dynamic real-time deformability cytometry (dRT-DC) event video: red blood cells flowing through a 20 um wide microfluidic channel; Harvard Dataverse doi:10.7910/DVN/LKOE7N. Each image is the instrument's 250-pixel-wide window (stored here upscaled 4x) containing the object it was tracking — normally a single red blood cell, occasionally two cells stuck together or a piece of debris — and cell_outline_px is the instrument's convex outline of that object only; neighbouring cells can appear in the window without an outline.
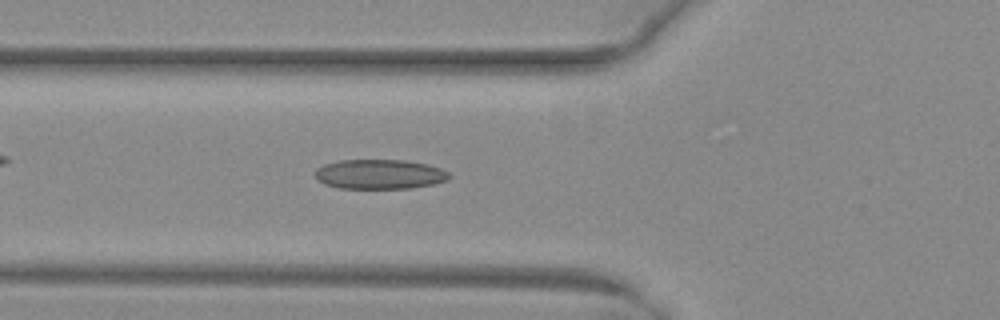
{"species": "common noctule bat (a hibernating species)", "species_latin": "Nyctalus noctula", "temperature_condition": "warm", "stored_images_in_passage": 37, "camera_frame_rate_fps": 3000, "um_per_image_px": 0.085, "animal": {"sex": "female", "body_mass_g": 29.2, "forearm_length_mm": 56.3}, "frame": {"image": 1, "passage_image": 7, "time_ms": 2.0, "image_size_px": [1000, 320], "cell_outline_px": [[452, 176], [448, 180], [432, 184], [412, 188], [340, 188], [324, 184], [316, 180], [316, 168], [324, 164], [340, 160], [404, 160], [428, 164], [440, 168], [448, 172]], "centroid_in_image_um": [32.27, 14.81], "position_along_channel_um": 93.5, "area_um2": 23.24}}
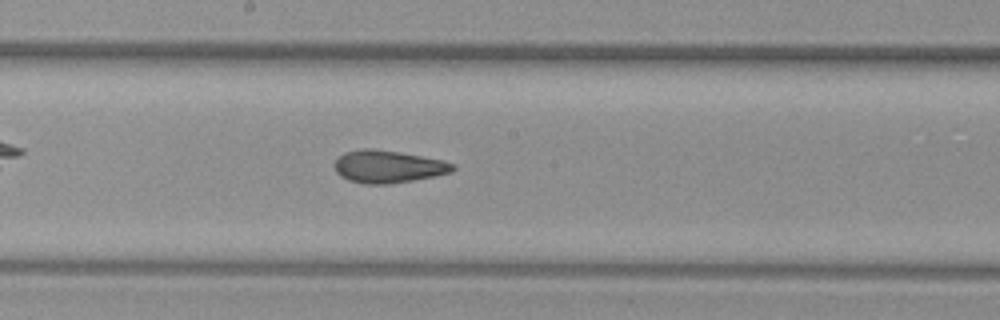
{"frame": {"image": 2, "passage_image": 16, "time_ms": 5.0, "image_size_px": [1000, 320], "cell_outline_px": [[456, 168], [452, 172], [412, 180], [388, 184], [364, 184], [348, 180], [340, 176], [336, 172], [332, 164], [344, 152], [364, 148], [372, 148], [400, 152], [444, 160], [456, 164]], "centroid_in_image_um": [32.97, 14.15], "position_along_channel_um": 215.2, "area_um2": 22.54}}
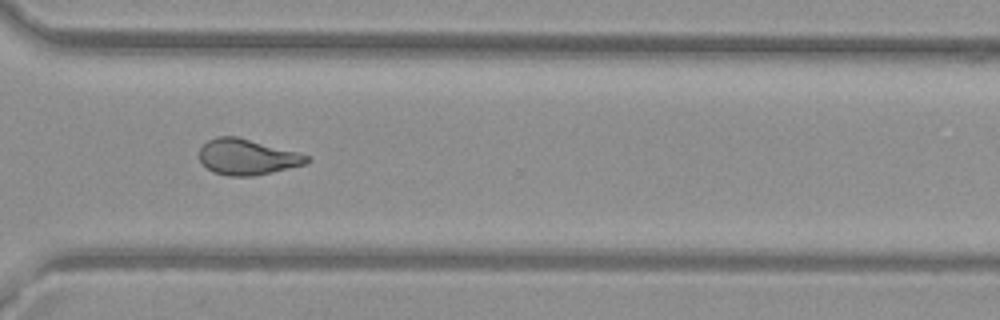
{"frame": {"image": 3, "passage_image": 26, "time_ms": 8.333, "image_size_px": [1000, 320], "cell_outline_px": [[312, 160], [308, 164], [272, 172], [252, 176], [228, 176], [212, 172], [200, 160], [200, 148], [208, 140], [216, 136], [236, 136], [296, 152], [308, 156]], "centroid_in_image_um": [21.02, 13.35], "position_along_channel_um": 349.6, "area_um2": 22.25}, "authors_computed_cell_mechanics": {"area_um2": 22.5998, "velocity_mm_per_s": 4.0407, "shape_relaxation_time_tau1_ms": null, "shape_relaxation_time_tau2_ms": 2.0159, "deformation_change_tau1": null, "deformation_change_tau2": 0.0962}}